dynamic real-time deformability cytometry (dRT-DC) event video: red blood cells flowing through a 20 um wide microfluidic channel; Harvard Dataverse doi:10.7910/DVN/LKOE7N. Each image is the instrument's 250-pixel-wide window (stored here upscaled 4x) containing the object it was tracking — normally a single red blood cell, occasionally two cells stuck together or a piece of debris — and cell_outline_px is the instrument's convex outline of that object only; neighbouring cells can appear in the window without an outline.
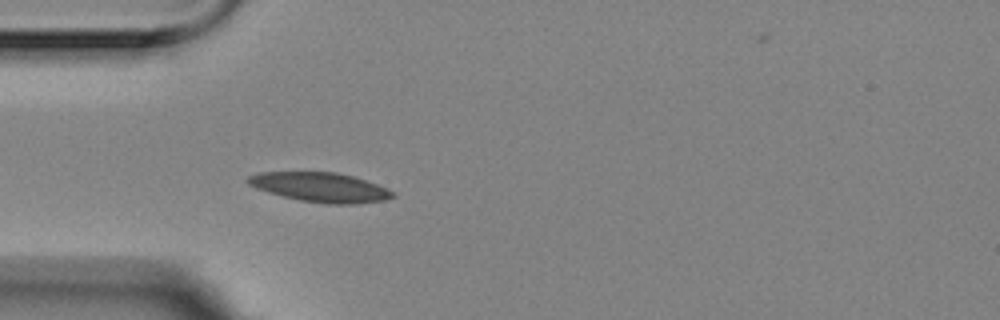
{"species": "Egyptian fruit bat (a non-hibernating species)", "species_latin": "Rousettus aegyptiacus", "temperature_condition": "room temperature", "stored_images_in_passage": 5, "camera_frame_rate_fps": 3000, "um_per_image_px": 0.085, "animal": {"sex": "female"}, "frame": {"image": 1, "passage_image": 5, "time_ms": 1.333, "image_size_px": [1000, 320], "cell_outline_px": [[396, 196], [384, 200], [356, 204], [328, 204], [300, 200], [268, 192], [256, 188], [248, 184], [244, 180], [248, 176], [260, 172], [336, 172], [352, 176], [388, 188]], "centroid_in_image_um": [27.2, 15.91], "position_along_channel_um": 57.8, "area_um2": 24.74}}